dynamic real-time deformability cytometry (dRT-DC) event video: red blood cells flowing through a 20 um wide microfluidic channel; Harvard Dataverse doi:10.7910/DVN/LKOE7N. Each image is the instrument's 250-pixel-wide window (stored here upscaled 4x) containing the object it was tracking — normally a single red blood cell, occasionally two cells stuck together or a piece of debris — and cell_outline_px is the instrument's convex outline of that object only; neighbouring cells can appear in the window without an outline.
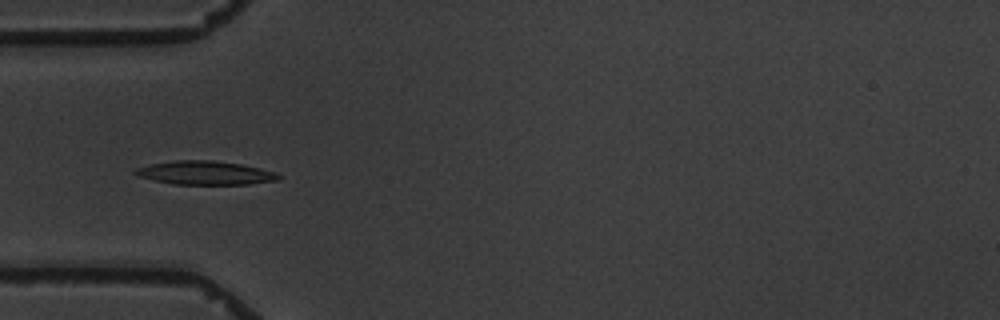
{"species": "common noctule bat (a hibernating species)", "species_latin": "Nyctalus noctula", "temperature_condition": "warm", "stored_images_in_passage": 14, "camera_frame_rate_fps": 3000, "um_per_image_px": 0.085, "animal": {"sex": "male", "body_mass_g": 19.5, "forearm_length_mm": 54.6}, "frame": {"image": 1, "passage_image": 4, "time_ms": 4.333, "image_size_px": [1000, 320], "cell_outline_px": [[280, 180], [248, 184], [172, 184], [136, 176], [132, 172], [136, 168], [148, 164], [176, 160], [212, 160], [240, 164], [260, 168], [276, 172], [280, 176]], "centroid_in_image_um": [17.41, 14.69], "position_along_channel_um": 67.6, "area_um2": 19.83}}
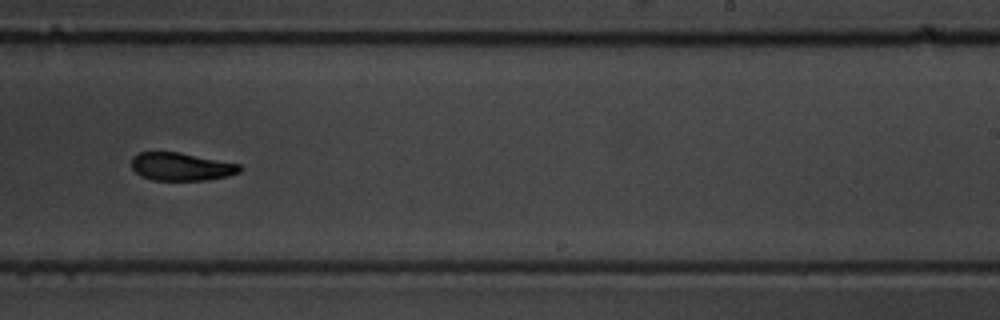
{"frame": {"image": 2, "passage_image": 9, "time_ms": 10.333, "image_size_px": [1000, 320], "cell_outline_px": [[244, 168], [240, 172], [228, 176], [208, 180], [152, 180], [140, 176], [132, 168], [132, 156], [140, 152], [180, 152], [240, 164]], "centroid_in_image_um": [15.42, 14.17], "position_along_channel_um": 273.6, "area_um2": 17.8}}
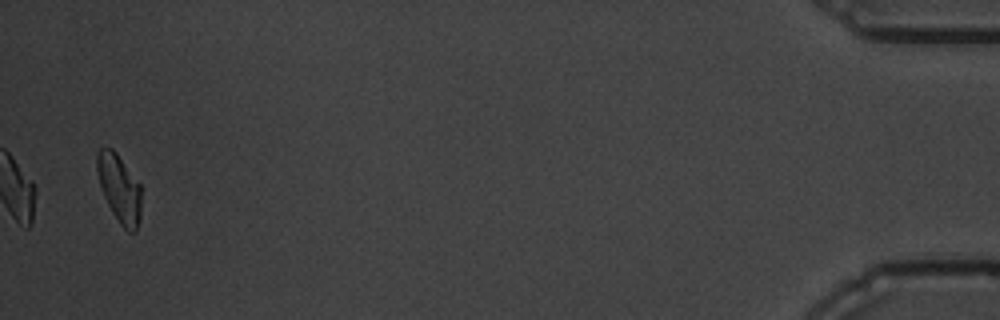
{"frame": {"image": 3, "passage_image": 14, "time_ms": 17.333, "image_size_px": [1000, 320], "cell_outline_px": [[140, 220], [136, 232], [128, 232], [120, 224], [112, 212], [104, 196], [100, 184], [96, 168], [96, 156], [100, 148], [112, 148], [116, 152], [140, 184]], "centroid_in_image_um": [10.14, 16.03], "position_along_channel_um": 425.1, "area_um2": 17.4}, "authors_computed_cell_mechanics": {"area_um2": 19.4208, "velocity_mm_per_s": 3.434, "shape_relaxation_time_tau1_ms": 2.1333, "shape_relaxation_time_tau2_ms": null, "deformation_change_tau1": 0.0784, "deformation_change_tau2": null}}